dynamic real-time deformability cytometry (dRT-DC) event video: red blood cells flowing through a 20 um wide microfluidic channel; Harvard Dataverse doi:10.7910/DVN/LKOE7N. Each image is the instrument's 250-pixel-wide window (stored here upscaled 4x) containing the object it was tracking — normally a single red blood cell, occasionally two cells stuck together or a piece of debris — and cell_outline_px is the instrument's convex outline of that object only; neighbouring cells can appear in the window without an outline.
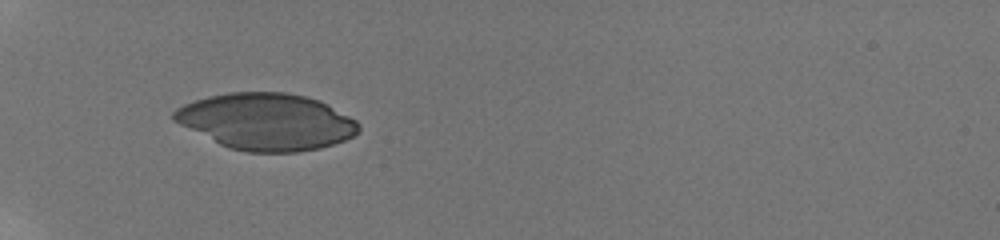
{"species": "human", "species_latin": "Homo sapiens", "temperature_condition": "room temperature", "stored_images_in_passage": 8, "camera_frame_rate_fps": 3000, "um_per_image_px": 0.085, "donor": {"sex": "male"}, "frame": {"image": 1, "passage_image": 1, "time_ms": 0.0, "image_size_px": [1000, 240], "cell_outline_px": [[360, 132], [344, 140], [320, 148], [296, 152], [248, 152], [228, 148], [172, 120], [172, 112], [176, 108], [184, 104], [208, 96], [228, 92], [288, 92], [320, 100], [328, 104], [356, 120], [360, 124]], "centroid_in_image_um": [22.66, 10.33], "position_along_channel_um": 62.3, "area_um2": 60.92}}